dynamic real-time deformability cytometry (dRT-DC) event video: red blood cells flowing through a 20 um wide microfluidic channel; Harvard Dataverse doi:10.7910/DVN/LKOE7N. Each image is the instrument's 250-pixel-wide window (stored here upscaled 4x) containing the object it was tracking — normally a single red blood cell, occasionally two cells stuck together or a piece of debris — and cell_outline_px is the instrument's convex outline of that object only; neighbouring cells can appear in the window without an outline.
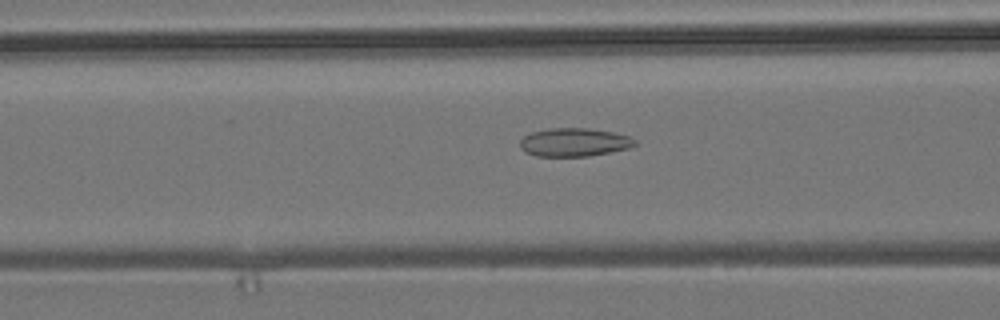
{"species": "common noctule bat (a hibernating species)", "species_latin": "Nyctalus noctula", "temperature_condition": "room temperature", "stored_images_in_passage": 53, "camera_frame_rate_fps": 3000, "um_per_image_px": 0.085, "animal": {"sex": "male", "body_mass_g": 19.2, "forearm_length_mm": 51.8}, "frame": {"image": 1, "passage_image": 21, "time_ms": 6.667, "image_size_px": [1000, 320], "cell_outline_px": [[636, 144], [628, 148], [588, 156], [536, 156], [524, 152], [520, 148], [520, 140], [524, 136], [532, 132], [548, 128], [588, 128], [612, 132], [628, 136], [636, 140]], "centroid_in_image_um": [48.76, 12.09], "position_along_channel_um": 117.8, "area_um2": 18.9}}
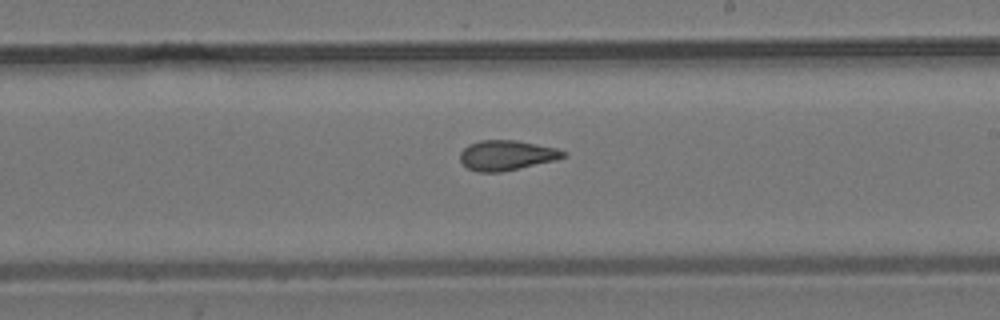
{"frame": {"image": 2, "passage_image": 31, "time_ms": 10.0, "image_size_px": [1000, 320], "cell_outline_px": [[568, 156], [556, 160], [500, 172], [480, 172], [468, 168], [460, 160], [460, 152], [468, 144], [480, 140], [516, 140], [556, 148], [568, 152]], "centroid_in_image_um": [43.08, 13.19], "position_along_channel_um": 245.9, "area_um2": 18.03}}
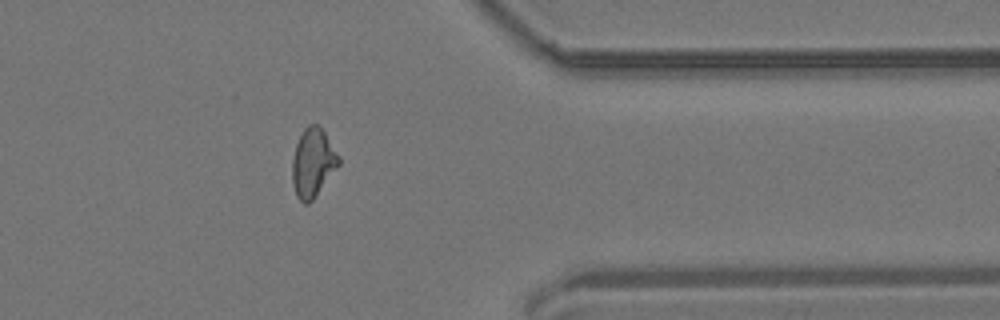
{"frame": {"image": 3, "passage_image": 43, "time_ms": 14.0, "image_size_px": [1000, 320], "cell_outline_px": [[340, 164], [312, 200], [308, 204], [304, 204], [296, 196], [292, 184], [292, 160], [296, 144], [304, 128], [308, 124], [316, 124], [324, 132], [340, 156]], "centroid_in_image_um": [26.59, 13.84], "position_along_channel_um": 384.8, "area_um2": 18.5}, "authors_computed_cell_mechanics": {"area_um2": 18.6694, "velocity_mm_per_s": 3.8502, "shape_relaxation_time_tau1_ms": null, "shape_relaxation_time_tau2_ms": 2.2023, "deformation_change_tau1": null, "deformation_change_tau2": 0.0994}}